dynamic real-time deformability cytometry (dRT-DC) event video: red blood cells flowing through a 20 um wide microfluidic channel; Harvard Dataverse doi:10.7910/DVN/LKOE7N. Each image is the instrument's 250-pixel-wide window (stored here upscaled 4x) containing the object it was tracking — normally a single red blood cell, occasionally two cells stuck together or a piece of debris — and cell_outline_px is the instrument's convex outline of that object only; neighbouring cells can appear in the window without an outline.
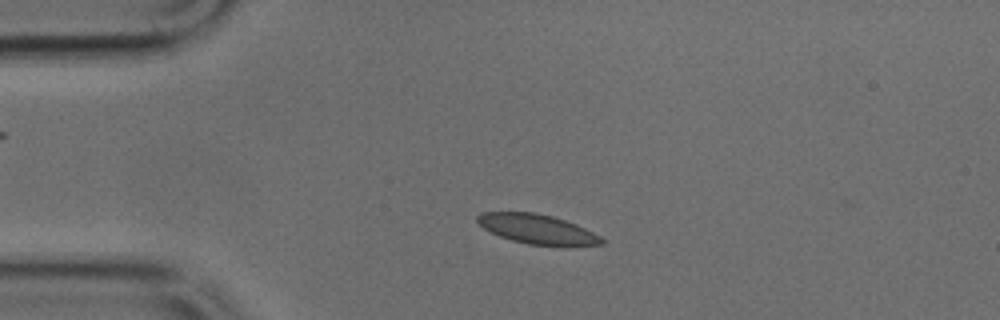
{"species": "common noctule bat (a hibernating species)", "species_latin": "Nyctalus noctula", "temperature_condition": "cold", "stored_images_in_passage": 39, "camera_frame_rate_fps": 3000, "um_per_image_px": 0.085, "animal": {"sex": "male", "body_mass_g": 17.9, "forearm_length_mm": 54.2}, "frame": {"image": 1, "passage_image": 1, "time_ms": 0.0, "image_size_px": [1000, 320], "cell_outline_px": [[604, 244], [528, 244], [512, 240], [500, 236], [484, 228], [476, 220], [476, 216], [480, 212], [536, 212], [552, 216], [576, 224], [600, 236], [604, 240]], "centroid_in_image_um": [45.6, 19.43], "position_along_channel_um": 39.4, "area_um2": 20.75}}
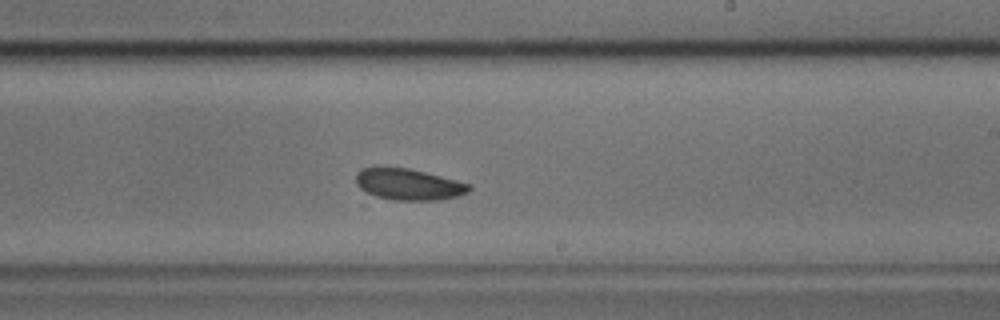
{"frame": {"image": 2, "passage_image": 19, "time_ms": 6.0, "image_size_px": [1000, 320], "cell_outline_px": [[472, 188], [468, 192], [460, 196], [440, 200], [392, 200], [376, 196], [360, 188], [356, 184], [356, 172], [360, 168], [376, 164], [408, 168], [472, 184]], "centroid_in_image_um": [34.69, 15.63], "position_along_channel_um": 254.3, "area_um2": 21.27}}
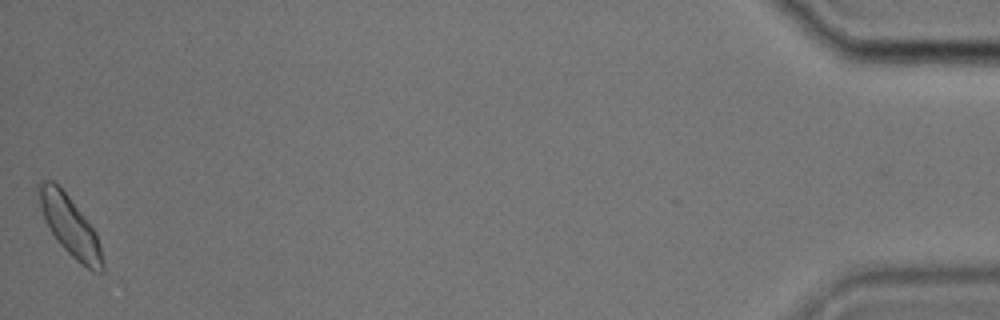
{"frame": {"image": 3, "passage_image": 39, "time_ms": 12.667, "image_size_px": [1000, 320], "cell_outline_px": [[104, 272], [92, 272], [76, 260], [60, 244], [52, 232], [44, 216], [40, 204], [36, 188], [36, 184], [40, 180], [52, 180], [68, 196], [84, 216], [96, 232], [100, 244], [104, 260]], "centroid_in_image_um": [5.97, 19.23], "position_along_channel_um": 429.2, "area_um2": 21.91}}